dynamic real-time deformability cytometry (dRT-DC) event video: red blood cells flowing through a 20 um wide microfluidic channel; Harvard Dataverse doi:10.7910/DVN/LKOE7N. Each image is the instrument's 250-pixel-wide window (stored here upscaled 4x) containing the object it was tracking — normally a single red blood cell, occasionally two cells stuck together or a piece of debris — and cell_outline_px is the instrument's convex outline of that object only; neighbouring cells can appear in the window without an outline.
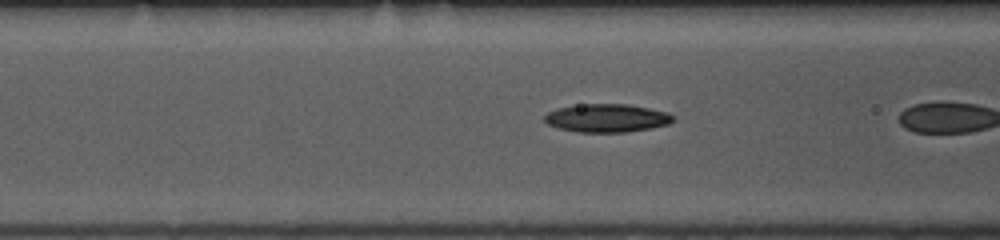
{"species": "common noctule bat (a hibernating species)", "species_latin": "Nyctalus noctula", "temperature_condition": "room temperature", "stored_images_in_passage": 5, "camera_frame_rate_fps": 3000, "um_per_image_px": 0.085, "animal": {"sex": "female", "body_mass_g": 10.0, "forearm_length_mm": 53.1}, "frame": {"image": 1, "passage_image": 4, "time_ms": 1.0, "image_size_px": [1000, 240], "cell_outline_px": [[676, 120], [668, 124], [652, 128], [624, 132], [576, 132], [560, 128], [548, 124], [544, 120], [544, 116], [548, 112], [556, 108], [580, 104], [628, 104], [668, 112]], "centroid_in_image_um": [51.58, 10.03], "position_along_channel_um": 115.0, "area_um2": 21.15}}